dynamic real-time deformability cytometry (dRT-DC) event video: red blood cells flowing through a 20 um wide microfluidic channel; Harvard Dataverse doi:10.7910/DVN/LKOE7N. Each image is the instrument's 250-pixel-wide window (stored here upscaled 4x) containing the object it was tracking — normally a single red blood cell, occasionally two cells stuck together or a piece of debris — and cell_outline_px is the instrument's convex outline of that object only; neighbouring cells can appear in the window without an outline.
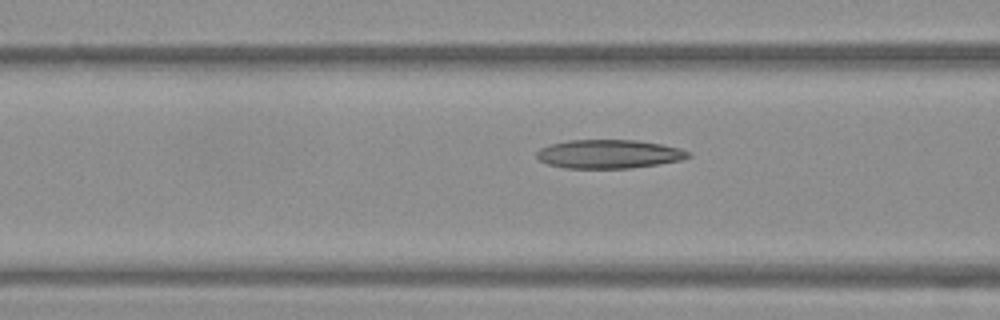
{"species": "Egyptian fruit bat (a non-hibernating species)", "species_latin": "Rousettus aegyptiacus", "temperature_condition": "warm", "stored_images_in_passage": 16, "camera_frame_rate_fps": 3000, "um_per_image_px": 0.085, "frame": {"image": 1, "passage_image": 14, "time_ms": 4.333, "image_size_px": [1000, 320], "cell_outline_px": [[692, 156], [680, 160], [660, 164], [632, 168], [564, 168], [548, 164], [540, 160], [536, 156], [536, 152], [540, 148], [552, 144], [568, 140], [636, 140], [660, 144], [680, 148], [692, 152]], "centroid_in_image_um": [51.78, 13.09], "position_along_channel_um": 114.8, "area_um2": 25.43}}